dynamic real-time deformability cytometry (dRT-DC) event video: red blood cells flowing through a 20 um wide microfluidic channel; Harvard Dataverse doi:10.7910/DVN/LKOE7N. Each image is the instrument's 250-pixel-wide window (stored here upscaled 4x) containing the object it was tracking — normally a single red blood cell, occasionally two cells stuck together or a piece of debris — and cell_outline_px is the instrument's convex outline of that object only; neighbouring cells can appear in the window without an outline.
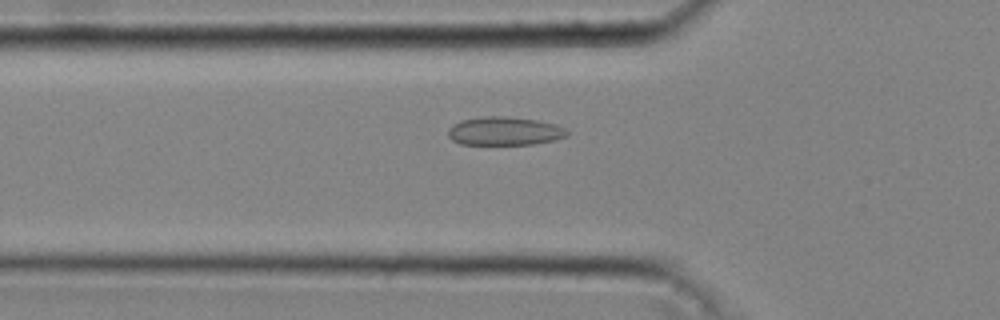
{"species": "common noctule bat (a hibernating species)", "species_latin": "Nyctalus noctula", "temperature_condition": "cold", "stored_images_in_passage": 41, "camera_frame_rate_fps": 3000, "um_per_image_px": 0.085, "animal": {"sex": "male", "body_mass_g": 20.4}, "frame": {"image": 1, "passage_image": 16, "time_ms": 5.0, "image_size_px": [1000, 320], "cell_outline_px": [[568, 136], [552, 140], [532, 144], [460, 144], [452, 140], [448, 136], [448, 128], [452, 124], [460, 120], [484, 116], [508, 116], [536, 120], [556, 124], [564, 128], [568, 132]], "centroid_in_image_um": [42.85, 11.13], "position_along_channel_um": 83.0, "area_um2": 19.77}}
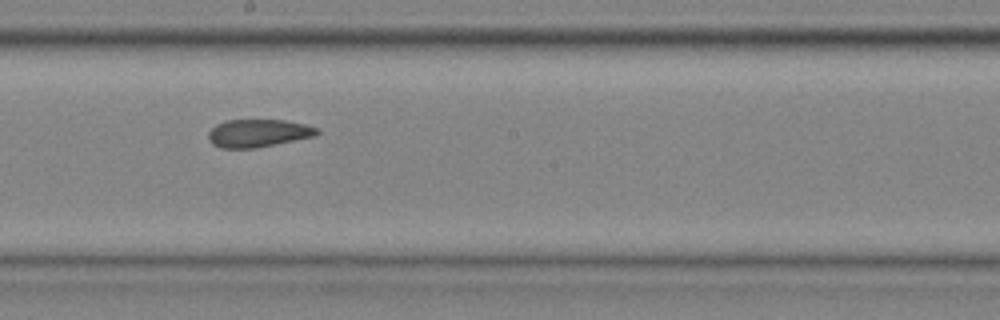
{"frame": {"image": 2, "passage_image": 26, "time_ms": 8.333, "image_size_px": [1000, 320], "cell_outline_px": [[320, 132], [316, 136], [256, 148], [220, 148], [212, 144], [208, 140], [208, 132], [216, 124], [228, 120], [284, 120], [304, 124], [320, 128]], "centroid_in_image_um": [21.95, 11.32], "position_along_channel_um": 226.2, "area_um2": 17.74}}
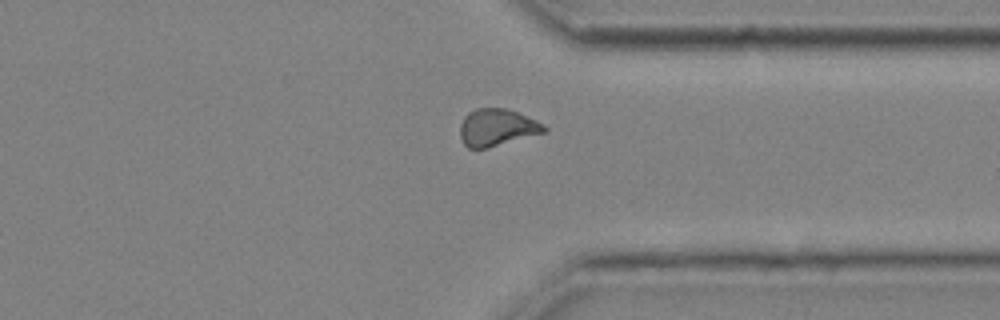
{"frame": {"image": 3, "passage_image": 36, "time_ms": 11.667, "image_size_px": [1000, 320], "cell_outline_px": [[548, 132], [488, 148], [468, 148], [464, 144], [460, 136], [460, 124], [464, 116], [468, 112], [476, 108], [504, 108], [516, 112], [536, 120], [544, 124], [548, 128]], "centroid_in_image_um": [42.26, 10.84], "position_along_channel_um": 369.1, "area_um2": 18.38}, "authors_computed_cell_mechanics": {"area_um2": 18.496, "velocity_mm_per_s": 4.2983, "shape_relaxation_time_tau1_ms": null, "shape_relaxation_time_tau2_ms": 0.9128, "deformation_change_tau1": null, "deformation_change_tau2": 0.046}}